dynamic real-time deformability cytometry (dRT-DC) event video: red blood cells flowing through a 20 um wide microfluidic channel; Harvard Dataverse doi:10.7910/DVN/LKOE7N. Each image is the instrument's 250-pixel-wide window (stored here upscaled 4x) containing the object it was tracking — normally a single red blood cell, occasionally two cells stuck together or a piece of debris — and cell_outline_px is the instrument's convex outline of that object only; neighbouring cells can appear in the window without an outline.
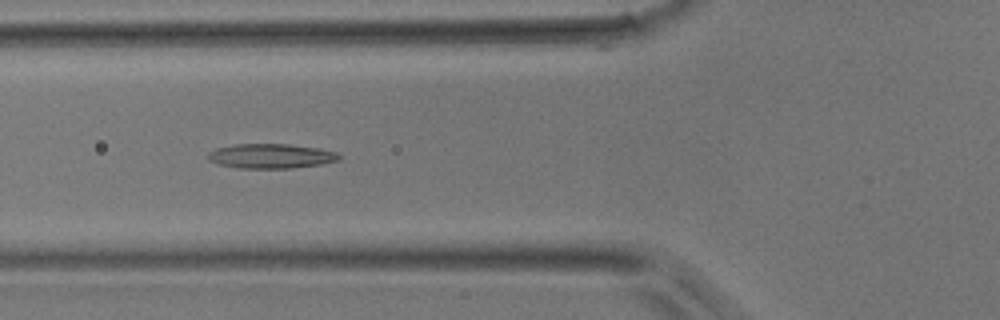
{"species": "common noctule bat (a hibernating species)", "species_latin": "Nyctalus noctula", "temperature_condition": "room temperature", "stored_images_in_passage": 11, "camera_frame_rate_fps": 3000, "um_per_image_px": 0.085, "animal": {"sex": "male", "body_mass_g": 17.9}, "frame": {"image": 1, "passage_image": 7, "time_ms": 2.0, "image_size_px": [1000, 320], "cell_outline_px": [[340, 160], [320, 164], [292, 168], [240, 168], [220, 164], [208, 160], [208, 152], [216, 148], [236, 144], [288, 144], [320, 148], [336, 152], [340, 156]], "centroid_in_image_um": [23.04, 13.26], "position_along_channel_um": 102.8, "area_um2": 18.73}}